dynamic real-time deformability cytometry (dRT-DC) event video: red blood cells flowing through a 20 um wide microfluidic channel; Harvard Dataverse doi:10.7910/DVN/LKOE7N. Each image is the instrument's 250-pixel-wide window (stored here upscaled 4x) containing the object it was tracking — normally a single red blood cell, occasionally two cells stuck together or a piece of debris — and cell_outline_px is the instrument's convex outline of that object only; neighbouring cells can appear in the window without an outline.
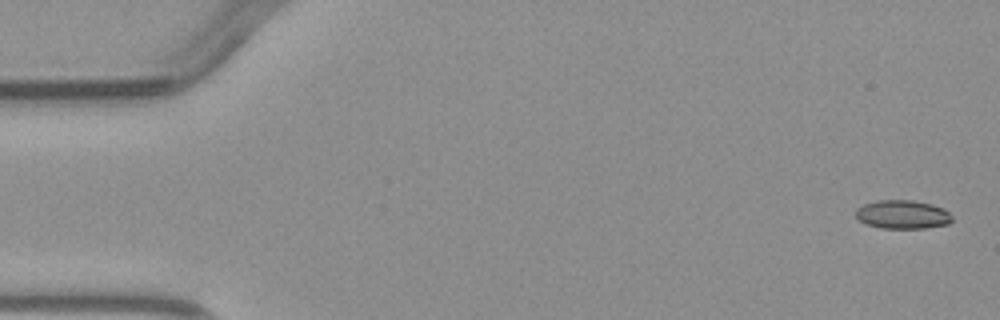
{"species": "common noctule bat (a hibernating species)", "species_latin": "Nyctalus noctula", "temperature_condition": "warm", "stored_images_in_passage": 5, "camera_frame_rate_fps": 3000, "um_per_image_px": 0.085, "animal": {"sex": "male", "body_mass_g": 23.1, "forearm_length_mm": 52.7}, "frame": {"image": 1, "passage_image": 1, "time_ms": 0.0, "image_size_px": [1000, 320], "cell_outline_px": [[952, 220], [948, 224], [924, 228], [880, 228], [868, 224], [860, 220], [856, 216], [856, 208], [864, 204], [876, 200], [912, 200], [932, 204], [944, 208], [952, 216]], "centroid_in_image_um": [76.73, 18.22], "position_along_channel_um": 8.3, "area_um2": 16.07}}
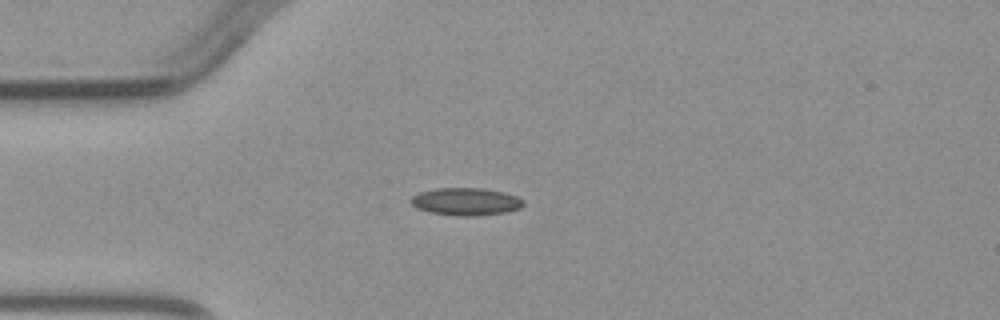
{"frame": {"image": 2, "passage_image": 4, "time_ms": 3.667, "image_size_px": [1000, 320], "cell_outline_px": [[524, 204], [520, 208], [504, 212], [472, 216], [460, 216], [432, 212], [416, 208], [408, 200], [412, 196], [420, 192], [436, 188], [484, 188], [504, 192], [516, 196], [524, 200]], "centroid_in_image_um": [39.59, 17.12], "position_along_channel_um": 45.4, "area_um2": 17.98}}